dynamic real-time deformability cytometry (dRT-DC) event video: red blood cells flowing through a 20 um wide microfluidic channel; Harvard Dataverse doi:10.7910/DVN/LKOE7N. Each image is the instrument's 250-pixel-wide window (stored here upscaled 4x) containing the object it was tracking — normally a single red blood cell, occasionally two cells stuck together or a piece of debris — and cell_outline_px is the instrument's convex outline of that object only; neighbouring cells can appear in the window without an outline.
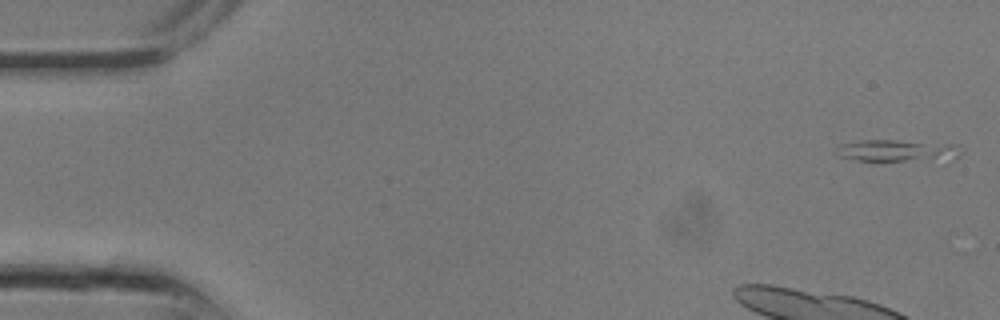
{"species": "common noctule bat (a hibernating species)", "species_latin": "Nyctalus noctula", "temperature_condition": "room temperature", "stored_images_in_passage": 3, "camera_frame_rate_fps": 3000, "um_per_image_px": 0.085, "animal": {"sex": "male", "body_mass_g": 13.3}, "frame": {"image": 1, "passage_image": 1, "time_ms": 0.0, "image_size_px": [1000, 320], "cell_outline_px": [[964, 152], [960, 156], [952, 160], [860, 160], [836, 156], [836, 148], [840, 144], [860, 140], [896, 140], [956, 144]], "centroid_in_image_um": [76.34, 12.8], "position_along_channel_um": 8.7, "area_um2": 16.07}}